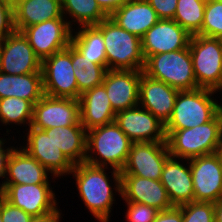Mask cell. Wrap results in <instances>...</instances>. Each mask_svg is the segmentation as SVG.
<instances>
[{"instance_id": "1", "label": "cell", "mask_w": 222, "mask_h": 222, "mask_svg": "<svg viewBox=\"0 0 222 222\" xmlns=\"http://www.w3.org/2000/svg\"><path fill=\"white\" fill-rule=\"evenodd\" d=\"M106 169L108 167L93 166L82 162L75 164L69 173L75 178V184L84 205L99 222L110 221L112 206L116 201L113 191L118 192V195L121 196V171L113 169L111 172L114 182V188H112V181L106 174Z\"/></svg>"}, {"instance_id": "2", "label": "cell", "mask_w": 222, "mask_h": 222, "mask_svg": "<svg viewBox=\"0 0 222 222\" xmlns=\"http://www.w3.org/2000/svg\"><path fill=\"white\" fill-rule=\"evenodd\" d=\"M170 156L191 159L218 152L222 143V110L207 123L183 130H165Z\"/></svg>"}, {"instance_id": "3", "label": "cell", "mask_w": 222, "mask_h": 222, "mask_svg": "<svg viewBox=\"0 0 222 222\" xmlns=\"http://www.w3.org/2000/svg\"><path fill=\"white\" fill-rule=\"evenodd\" d=\"M132 143L115 121L90 129L87 131L84 162L121 171L127 162Z\"/></svg>"}, {"instance_id": "4", "label": "cell", "mask_w": 222, "mask_h": 222, "mask_svg": "<svg viewBox=\"0 0 222 222\" xmlns=\"http://www.w3.org/2000/svg\"><path fill=\"white\" fill-rule=\"evenodd\" d=\"M96 27L102 32L108 70L143 71L141 38L119 27L110 17Z\"/></svg>"}, {"instance_id": "5", "label": "cell", "mask_w": 222, "mask_h": 222, "mask_svg": "<svg viewBox=\"0 0 222 222\" xmlns=\"http://www.w3.org/2000/svg\"><path fill=\"white\" fill-rule=\"evenodd\" d=\"M216 91L204 88L179 91L172 115L164 130H183L211 121L222 105L212 97Z\"/></svg>"}, {"instance_id": "6", "label": "cell", "mask_w": 222, "mask_h": 222, "mask_svg": "<svg viewBox=\"0 0 222 222\" xmlns=\"http://www.w3.org/2000/svg\"><path fill=\"white\" fill-rule=\"evenodd\" d=\"M143 73L179 91L198 89L189 46L147 57Z\"/></svg>"}, {"instance_id": "7", "label": "cell", "mask_w": 222, "mask_h": 222, "mask_svg": "<svg viewBox=\"0 0 222 222\" xmlns=\"http://www.w3.org/2000/svg\"><path fill=\"white\" fill-rule=\"evenodd\" d=\"M198 88L222 90V39L192 35L189 41Z\"/></svg>"}, {"instance_id": "8", "label": "cell", "mask_w": 222, "mask_h": 222, "mask_svg": "<svg viewBox=\"0 0 222 222\" xmlns=\"http://www.w3.org/2000/svg\"><path fill=\"white\" fill-rule=\"evenodd\" d=\"M44 95L78 100V84L72 67V44L42 60Z\"/></svg>"}, {"instance_id": "9", "label": "cell", "mask_w": 222, "mask_h": 222, "mask_svg": "<svg viewBox=\"0 0 222 222\" xmlns=\"http://www.w3.org/2000/svg\"><path fill=\"white\" fill-rule=\"evenodd\" d=\"M51 184H1L0 195L27 214L42 216L57 208Z\"/></svg>"}, {"instance_id": "10", "label": "cell", "mask_w": 222, "mask_h": 222, "mask_svg": "<svg viewBox=\"0 0 222 222\" xmlns=\"http://www.w3.org/2000/svg\"><path fill=\"white\" fill-rule=\"evenodd\" d=\"M67 20L54 18L20 31L41 61L71 44L73 29L70 28Z\"/></svg>"}, {"instance_id": "11", "label": "cell", "mask_w": 222, "mask_h": 222, "mask_svg": "<svg viewBox=\"0 0 222 222\" xmlns=\"http://www.w3.org/2000/svg\"><path fill=\"white\" fill-rule=\"evenodd\" d=\"M195 201L222 199V159L218 152L189 159Z\"/></svg>"}, {"instance_id": "12", "label": "cell", "mask_w": 222, "mask_h": 222, "mask_svg": "<svg viewBox=\"0 0 222 222\" xmlns=\"http://www.w3.org/2000/svg\"><path fill=\"white\" fill-rule=\"evenodd\" d=\"M26 129V145L23 148L31 157L35 158L44 166L51 176L59 178L69 175L73 170L74 164L60 150L52 139V132H45L32 126Z\"/></svg>"}, {"instance_id": "13", "label": "cell", "mask_w": 222, "mask_h": 222, "mask_svg": "<svg viewBox=\"0 0 222 222\" xmlns=\"http://www.w3.org/2000/svg\"><path fill=\"white\" fill-rule=\"evenodd\" d=\"M169 157L170 153L166 142L132 143L121 175L160 180L164 164Z\"/></svg>"}, {"instance_id": "14", "label": "cell", "mask_w": 222, "mask_h": 222, "mask_svg": "<svg viewBox=\"0 0 222 222\" xmlns=\"http://www.w3.org/2000/svg\"><path fill=\"white\" fill-rule=\"evenodd\" d=\"M74 124H81L79 100L44 95L34 104L30 126L45 130Z\"/></svg>"}, {"instance_id": "15", "label": "cell", "mask_w": 222, "mask_h": 222, "mask_svg": "<svg viewBox=\"0 0 222 222\" xmlns=\"http://www.w3.org/2000/svg\"><path fill=\"white\" fill-rule=\"evenodd\" d=\"M41 59L21 32L14 31L3 39L0 72L10 75L41 73Z\"/></svg>"}, {"instance_id": "16", "label": "cell", "mask_w": 222, "mask_h": 222, "mask_svg": "<svg viewBox=\"0 0 222 222\" xmlns=\"http://www.w3.org/2000/svg\"><path fill=\"white\" fill-rule=\"evenodd\" d=\"M115 122L133 143L166 142L164 124L140 105L116 113Z\"/></svg>"}, {"instance_id": "17", "label": "cell", "mask_w": 222, "mask_h": 222, "mask_svg": "<svg viewBox=\"0 0 222 222\" xmlns=\"http://www.w3.org/2000/svg\"><path fill=\"white\" fill-rule=\"evenodd\" d=\"M191 36L173 19H160L141 37L144 59L187 48Z\"/></svg>"}, {"instance_id": "18", "label": "cell", "mask_w": 222, "mask_h": 222, "mask_svg": "<svg viewBox=\"0 0 222 222\" xmlns=\"http://www.w3.org/2000/svg\"><path fill=\"white\" fill-rule=\"evenodd\" d=\"M142 71L107 70L102 85L115 113L139 105Z\"/></svg>"}, {"instance_id": "19", "label": "cell", "mask_w": 222, "mask_h": 222, "mask_svg": "<svg viewBox=\"0 0 222 222\" xmlns=\"http://www.w3.org/2000/svg\"><path fill=\"white\" fill-rule=\"evenodd\" d=\"M179 90L145 75L142 71L139 105L151 112L164 125L170 119Z\"/></svg>"}, {"instance_id": "20", "label": "cell", "mask_w": 222, "mask_h": 222, "mask_svg": "<svg viewBox=\"0 0 222 222\" xmlns=\"http://www.w3.org/2000/svg\"><path fill=\"white\" fill-rule=\"evenodd\" d=\"M121 198L125 202L148 205L159 211L173 207L160 180L134 175H121Z\"/></svg>"}, {"instance_id": "21", "label": "cell", "mask_w": 222, "mask_h": 222, "mask_svg": "<svg viewBox=\"0 0 222 222\" xmlns=\"http://www.w3.org/2000/svg\"><path fill=\"white\" fill-rule=\"evenodd\" d=\"M183 160L186 164L182 163ZM160 181L173 206L195 201L189 159L170 156L164 164Z\"/></svg>"}, {"instance_id": "22", "label": "cell", "mask_w": 222, "mask_h": 222, "mask_svg": "<svg viewBox=\"0 0 222 222\" xmlns=\"http://www.w3.org/2000/svg\"><path fill=\"white\" fill-rule=\"evenodd\" d=\"M51 173L23 148H14L7 161L1 184H49Z\"/></svg>"}, {"instance_id": "23", "label": "cell", "mask_w": 222, "mask_h": 222, "mask_svg": "<svg viewBox=\"0 0 222 222\" xmlns=\"http://www.w3.org/2000/svg\"><path fill=\"white\" fill-rule=\"evenodd\" d=\"M78 100L80 122L86 131L115 121L116 113L102 84L84 92Z\"/></svg>"}, {"instance_id": "24", "label": "cell", "mask_w": 222, "mask_h": 222, "mask_svg": "<svg viewBox=\"0 0 222 222\" xmlns=\"http://www.w3.org/2000/svg\"><path fill=\"white\" fill-rule=\"evenodd\" d=\"M109 17L119 27L140 38L160 20L147 0H131Z\"/></svg>"}, {"instance_id": "25", "label": "cell", "mask_w": 222, "mask_h": 222, "mask_svg": "<svg viewBox=\"0 0 222 222\" xmlns=\"http://www.w3.org/2000/svg\"><path fill=\"white\" fill-rule=\"evenodd\" d=\"M14 28L20 32L54 18H64L61 0H13Z\"/></svg>"}, {"instance_id": "26", "label": "cell", "mask_w": 222, "mask_h": 222, "mask_svg": "<svg viewBox=\"0 0 222 222\" xmlns=\"http://www.w3.org/2000/svg\"><path fill=\"white\" fill-rule=\"evenodd\" d=\"M43 96L42 73L10 75L0 72V99L16 97L35 104Z\"/></svg>"}, {"instance_id": "27", "label": "cell", "mask_w": 222, "mask_h": 222, "mask_svg": "<svg viewBox=\"0 0 222 222\" xmlns=\"http://www.w3.org/2000/svg\"><path fill=\"white\" fill-rule=\"evenodd\" d=\"M44 131L52 132L54 143L74 165L85 161L87 131L82 124L48 128Z\"/></svg>"}, {"instance_id": "28", "label": "cell", "mask_w": 222, "mask_h": 222, "mask_svg": "<svg viewBox=\"0 0 222 222\" xmlns=\"http://www.w3.org/2000/svg\"><path fill=\"white\" fill-rule=\"evenodd\" d=\"M72 31L71 44L89 61L107 66L104 39L96 26H83Z\"/></svg>"}, {"instance_id": "29", "label": "cell", "mask_w": 222, "mask_h": 222, "mask_svg": "<svg viewBox=\"0 0 222 222\" xmlns=\"http://www.w3.org/2000/svg\"><path fill=\"white\" fill-rule=\"evenodd\" d=\"M64 18L69 17L67 23L72 29L73 23L79 27L96 26L109 16L100 8L96 0H61ZM73 22V23H72ZM76 23V24H75Z\"/></svg>"}, {"instance_id": "30", "label": "cell", "mask_w": 222, "mask_h": 222, "mask_svg": "<svg viewBox=\"0 0 222 222\" xmlns=\"http://www.w3.org/2000/svg\"><path fill=\"white\" fill-rule=\"evenodd\" d=\"M72 67L78 84V99L84 92L103 83L107 66L89 61L72 45Z\"/></svg>"}, {"instance_id": "31", "label": "cell", "mask_w": 222, "mask_h": 222, "mask_svg": "<svg viewBox=\"0 0 222 222\" xmlns=\"http://www.w3.org/2000/svg\"><path fill=\"white\" fill-rule=\"evenodd\" d=\"M34 104L22 98L5 97L0 99V123L5 126L15 124L30 127Z\"/></svg>"}, {"instance_id": "32", "label": "cell", "mask_w": 222, "mask_h": 222, "mask_svg": "<svg viewBox=\"0 0 222 222\" xmlns=\"http://www.w3.org/2000/svg\"><path fill=\"white\" fill-rule=\"evenodd\" d=\"M206 2L203 0H178L173 20L190 35L201 31Z\"/></svg>"}, {"instance_id": "33", "label": "cell", "mask_w": 222, "mask_h": 222, "mask_svg": "<svg viewBox=\"0 0 222 222\" xmlns=\"http://www.w3.org/2000/svg\"><path fill=\"white\" fill-rule=\"evenodd\" d=\"M198 35L222 39V1H207L201 31Z\"/></svg>"}, {"instance_id": "34", "label": "cell", "mask_w": 222, "mask_h": 222, "mask_svg": "<svg viewBox=\"0 0 222 222\" xmlns=\"http://www.w3.org/2000/svg\"><path fill=\"white\" fill-rule=\"evenodd\" d=\"M183 222H214V203L193 201L180 205Z\"/></svg>"}, {"instance_id": "35", "label": "cell", "mask_w": 222, "mask_h": 222, "mask_svg": "<svg viewBox=\"0 0 222 222\" xmlns=\"http://www.w3.org/2000/svg\"><path fill=\"white\" fill-rule=\"evenodd\" d=\"M125 218L128 222H153L159 210L144 204L126 202Z\"/></svg>"}, {"instance_id": "36", "label": "cell", "mask_w": 222, "mask_h": 222, "mask_svg": "<svg viewBox=\"0 0 222 222\" xmlns=\"http://www.w3.org/2000/svg\"><path fill=\"white\" fill-rule=\"evenodd\" d=\"M14 31L13 0H0V38L4 39Z\"/></svg>"}, {"instance_id": "37", "label": "cell", "mask_w": 222, "mask_h": 222, "mask_svg": "<svg viewBox=\"0 0 222 222\" xmlns=\"http://www.w3.org/2000/svg\"><path fill=\"white\" fill-rule=\"evenodd\" d=\"M0 213L3 222H30L32 216L12 205L0 195Z\"/></svg>"}, {"instance_id": "38", "label": "cell", "mask_w": 222, "mask_h": 222, "mask_svg": "<svg viewBox=\"0 0 222 222\" xmlns=\"http://www.w3.org/2000/svg\"><path fill=\"white\" fill-rule=\"evenodd\" d=\"M157 13L159 19H173L178 0H147Z\"/></svg>"}, {"instance_id": "39", "label": "cell", "mask_w": 222, "mask_h": 222, "mask_svg": "<svg viewBox=\"0 0 222 222\" xmlns=\"http://www.w3.org/2000/svg\"><path fill=\"white\" fill-rule=\"evenodd\" d=\"M153 222H183L181 206L159 211Z\"/></svg>"}, {"instance_id": "40", "label": "cell", "mask_w": 222, "mask_h": 222, "mask_svg": "<svg viewBox=\"0 0 222 222\" xmlns=\"http://www.w3.org/2000/svg\"><path fill=\"white\" fill-rule=\"evenodd\" d=\"M7 142L4 138L0 137V178L4 179L7 167V161L11 151L15 148L14 146L5 147L4 144ZM6 149H5V148Z\"/></svg>"}, {"instance_id": "41", "label": "cell", "mask_w": 222, "mask_h": 222, "mask_svg": "<svg viewBox=\"0 0 222 222\" xmlns=\"http://www.w3.org/2000/svg\"><path fill=\"white\" fill-rule=\"evenodd\" d=\"M100 8L110 16L119 7L125 5L131 0H96Z\"/></svg>"}, {"instance_id": "42", "label": "cell", "mask_w": 222, "mask_h": 222, "mask_svg": "<svg viewBox=\"0 0 222 222\" xmlns=\"http://www.w3.org/2000/svg\"><path fill=\"white\" fill-rule=\"evenodd\" d=\"M58 207L45 215L34 216L31 218L30 222H60L62 212L59 211Z\"/></svg>"}, {"instance_id": "43", "label": "cell", "mask_w": 222, "mask_h": 222, "mask_svg": "<svg viewBox=\"0 0 222 222\" xmlns=\"http://www.w3.org/2000/svg\"><path fill=\"white\" fill-rule=\"evenodd\" d=\"M214 220L222 222V199L214 203Z\"/></svg>"}, {"instance_id": "44", "label": "cell", "mask_w": 222, "mask_h": 222, "mask_svg": "<svg viewBox=\"0 0 222 222\" xmlns=\"http://www.w3.org/2000/svg\"><path fill=\"white\" fill-rule=\"evenodd\" d=\"M2 46H3V39L0 38V58H1Z\"/></svg>"}, {"instance_id": "45", "label": "cell", "mask_w": 222, "mask_h": 222, "mask_svg": "<svg viewBox=\"0 0 222 222\" xmlns=\"http://www.w3.org/2000/svg\"><path fill=\"white\" fill-rule=\"evenodd\" d=\"M218 153L220 154L221 159H222V143H221V145L219 146Z\"/></svg>"}]
</instances>
